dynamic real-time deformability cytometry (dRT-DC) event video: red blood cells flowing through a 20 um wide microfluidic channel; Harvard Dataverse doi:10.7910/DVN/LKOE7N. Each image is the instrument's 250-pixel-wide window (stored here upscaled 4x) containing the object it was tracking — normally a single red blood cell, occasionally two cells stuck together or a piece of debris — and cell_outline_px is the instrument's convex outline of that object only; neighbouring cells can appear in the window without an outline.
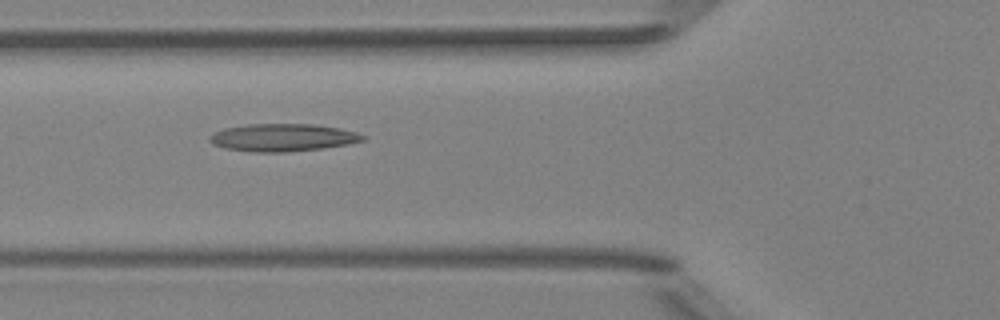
{"species": "Egyptian fruit bat (a non-hibernating species)", "species_latin": "Rousettus aegyptiacus", "temperature_condition": "room temperature", "stored_images_in_passage": 7, "camera_frame_rate_fps": 3000, "um_per_image_px": 0.085, "animal": {"sex": "female"}, "frame": {"image": 1, "passage_image": 4, "time_ms": 4.333, "image_size_px": [1000, 320], "cell_outline_px": [[368, 136], [364, 140], [348, 144], [324, 148], [288, 152], [256, 152], [224, 148], [212, 144], [208, 140], [208, 136], [212, 132], [224, 128], [248, 124], [312, 124], [340, 128], [356, 132]], "centroid_in_image_um": [24.02, 11.69], "position_along_channel_um": 101.8, "area_um2": 24.85}}
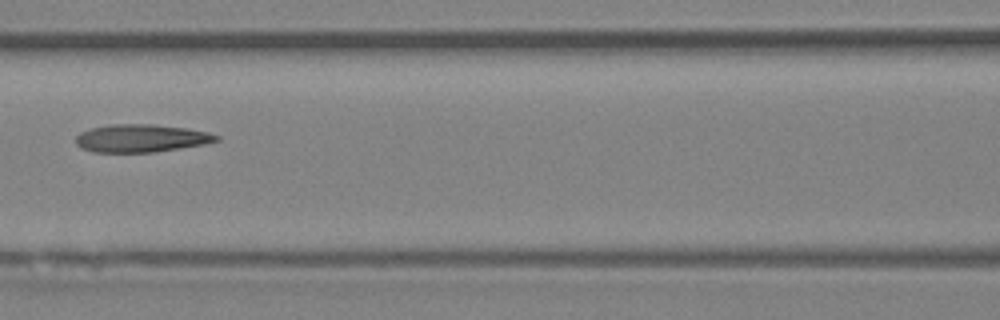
{"frame": {"image": 2, "passage_image": 5, "time_ms": 5.667, "image_size_px": [1000, 320], "cell_outline_px": [[220, 140], [208, 144], [156, 152], [92, 152], [80, 148], [76, 144], [76, 136], [80, 132], [92, 128], [112, 124], [152, 124], [184, 128], [208, 132], [220, 136]], "centroid_in_image_um": [12.02, 11.76], "position_along_channel_um": 154.6, "area_um2": 22.95}}
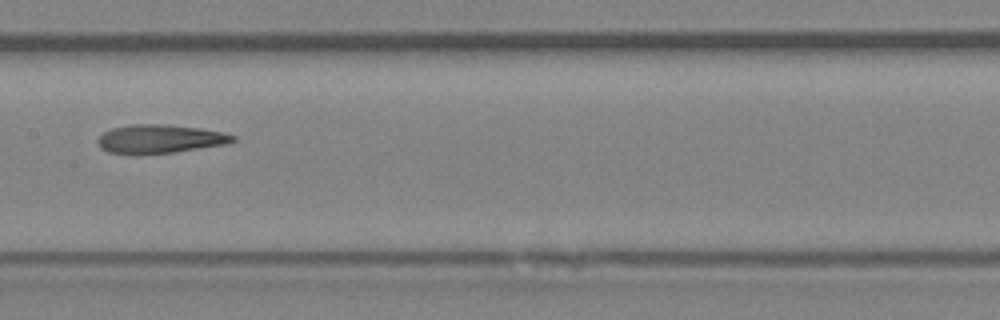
{"frame": {"image": 3, "passage_image": 6, "time_ms": 6.667, "image_size_px": [1000, 320], "cell_outline_px": [[236, 140], [228, 144], [176, 152], [136, 156], [108, 152], [100, 148], [96, 144], [96, 140], [104, 132], [112, 128], [132, 124], [164, 124], [200, 128], [224, 132], [236, 136]], "centroid_in_image_um": [13.57, 11.83], "position_along_channel_um": 193.8, "area_um2": 23.18}}